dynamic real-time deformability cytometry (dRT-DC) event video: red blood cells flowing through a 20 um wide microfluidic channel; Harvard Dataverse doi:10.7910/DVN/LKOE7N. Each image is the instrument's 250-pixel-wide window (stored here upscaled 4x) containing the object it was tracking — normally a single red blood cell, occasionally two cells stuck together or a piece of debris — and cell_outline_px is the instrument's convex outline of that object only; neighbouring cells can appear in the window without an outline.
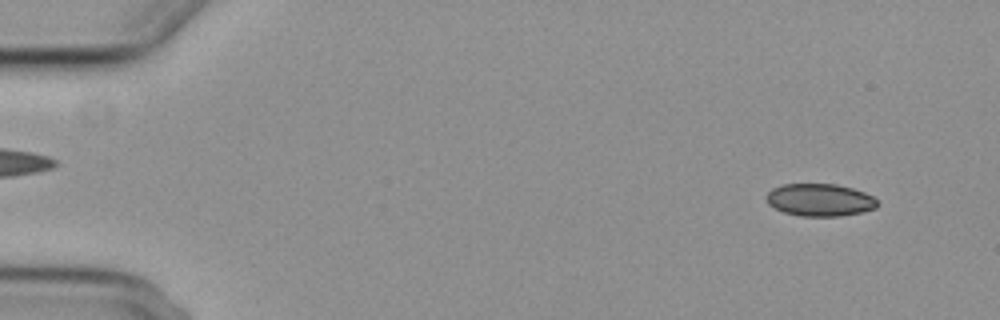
{"species": "common noctule bat (a hibernating species)", "species_latin": "Nyctalus noctula", "temperature_condition": "cold", "stored_images_in_passage": 15, "camera_frame_rate_fps": 3000, "um_per_image_px": 0.085, "animal": {"sex": "female", "body_mass_g": 29.2, "forearm_length_mm": 56.3}, "frame": {"image": 1, "passage_image": 4, "time_ms": 1.0, "image_size_px": [1000, 320], "cell_outline_px": [[876, 208], [860, 212], [840, 216], [800, 216], [784, 212], [768, 204], [764, 196], [772, 188], [784, 184], [836, 184], [852, 188], [864, 192], [872, 196], [876, 200]], "centroid_in_image_um": [69.64, 16.99], "position_along_channel_um": 15.4, "area_um2": 20.92}}